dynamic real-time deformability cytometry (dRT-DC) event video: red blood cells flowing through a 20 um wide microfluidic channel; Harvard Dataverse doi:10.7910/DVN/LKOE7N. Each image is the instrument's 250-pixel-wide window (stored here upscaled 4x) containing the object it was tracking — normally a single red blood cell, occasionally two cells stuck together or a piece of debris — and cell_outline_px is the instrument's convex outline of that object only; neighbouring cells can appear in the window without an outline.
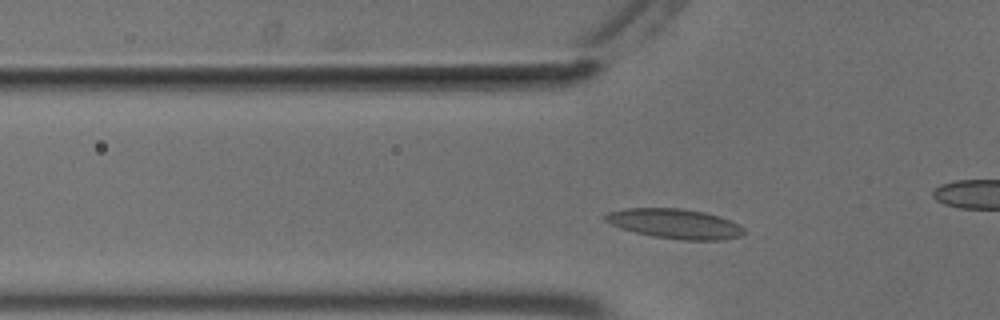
{"species": "common noctule bat (a hibernating species)", "species_latin": "Nyctalus noctula", "temperature_condition": "cold", "stored_images_in_passage": 37, "camera_frame_rate_fps": 3000, "um_per_image_px": 0.085, "animal": {"sex": "male", "body_mass_g": 18.8}, "frame": {"image": 1, "passage_image": 6, "time_ms": 1.667, "image_size_px": [1000, 320], "cell_outline_px": [[748, 232], [740, 236], [724, 240], [684, 240], [652, 236], [620, 228], [604, 220], [604, 216], [608, 212], [624, 208], [680, 208], [704, 212], [720, 216], [740, 224]], "centroid_in_image_um": [57.41, 19.01], "position_along_channel_um": 68.4, "area_um2": 24.22}}
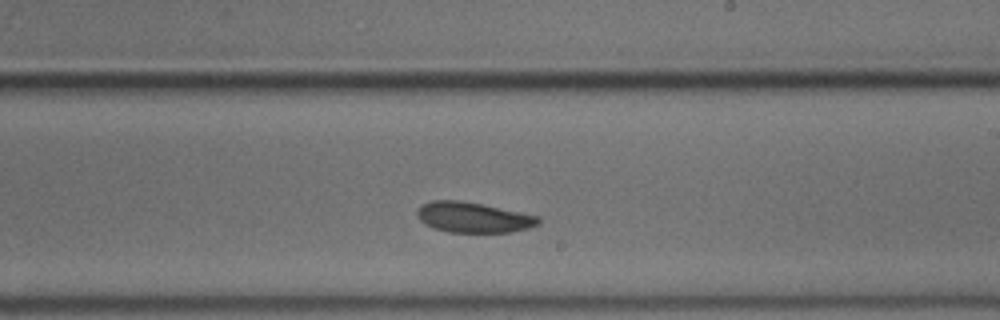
{"frame": {"image": 2, "passage_image": 21, "time_ms": 6.667, "image_size_px": [1000, 320], "cell_outline_px": [[540, 224], [528, 228], [512, 232], [448, 232], [424, 224], [416, 216], [416, 212], [420, 204], [432, 200], [460, 200], [540, 216]], "centroid_in_image_um": [40.21, 18.47], "position_along_channel_um": 248.8, "area_um2": 21.5}}
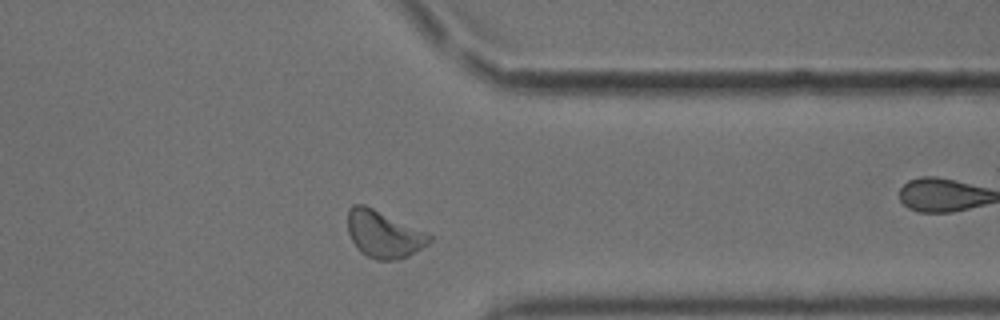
{"frame": {"image": 3, "passage_image": 32, "time_ms": 10.333, "image_size_px": [1000, 320], "cell_outline_px": [[432, 240], [428, 244], [408, 256], [396, 260], [376, 260], [360, 252], [356, 248], [348, 232], [348, 208], [352, 204], [364, 204], [424, 232], [432, 236]], "centroid_in_image_um": [32.57, 19.92], "position_along_channel_um": 378.8, "area_um2": 22.08}, "authors_computed_cell_mechanics": {"area_um2": 21.964, "velocity_mm_per_s": 3.6271, "shape_relaxation_time_tau1_ms": 2.407, "shape_relaxation_time_tau2_ms": 3.3684, "deformation_change_tau1": 0.069, "deformation_change_tau2": 0.0678}}